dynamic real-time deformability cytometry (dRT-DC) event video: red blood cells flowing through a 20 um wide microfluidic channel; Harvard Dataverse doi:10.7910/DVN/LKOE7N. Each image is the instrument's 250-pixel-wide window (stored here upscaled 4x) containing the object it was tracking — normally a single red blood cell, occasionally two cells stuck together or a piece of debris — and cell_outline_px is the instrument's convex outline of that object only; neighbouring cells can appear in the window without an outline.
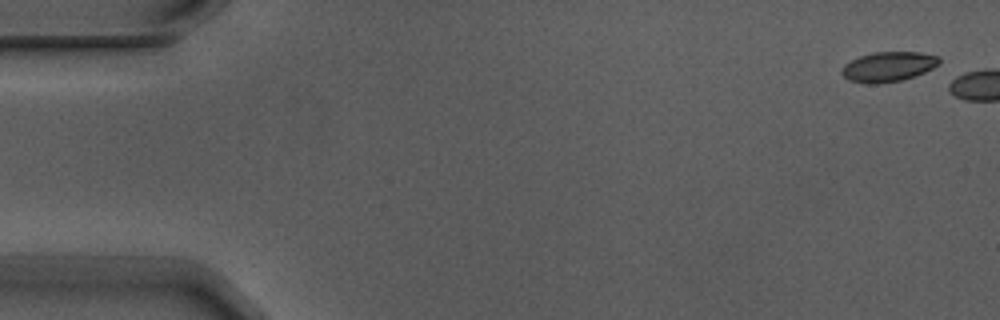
{"species": "Egyptian fruit bat (a non-hibernating species)", "species_latin": "Rousettus aegyptiacus", "temperature_condition": "warm", "stored_images_in_passage": 2, "camera_frame_rate_fps": 3000, "um_per_image_px": 0.085, "animal": {"sex": "male"}, "frame": {"image": 1, "passage_image": 1, "time_ms": 0.0, "image_size_px": [1000, 320], "cell_outline_px": [[940, 64], [924, 72], [900, 80], [876, 84], [864, 84], [848, 80], [840, 72], [844, 64], [860, 56], [876, 52], [920, 52], [940, 56]], "centroid_in_image_um": [75.49, 5.67], "position_along_channel_um": 9.5, "area_um2": 16.94}}